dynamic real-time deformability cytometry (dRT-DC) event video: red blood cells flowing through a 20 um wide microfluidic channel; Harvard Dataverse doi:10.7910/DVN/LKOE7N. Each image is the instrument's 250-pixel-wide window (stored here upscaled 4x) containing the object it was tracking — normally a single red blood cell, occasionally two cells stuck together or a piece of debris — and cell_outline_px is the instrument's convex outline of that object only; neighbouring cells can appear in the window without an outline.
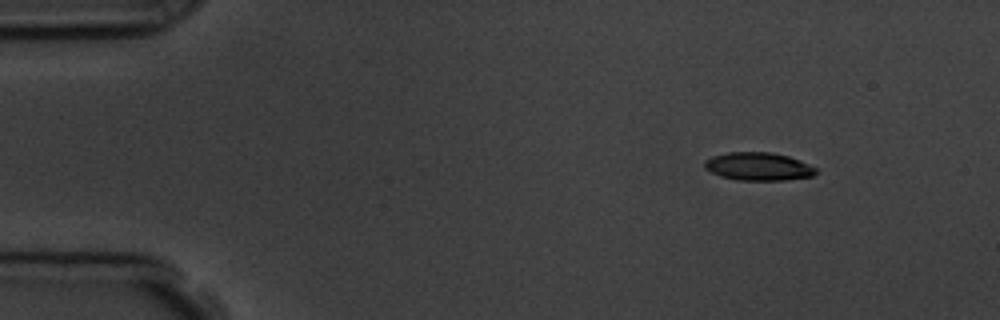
{"species": "common noctule bat (a hibernating species)", "species_latin": "Nyctalus noctula", "temperature_condition": "room temperature", "stored_images_in_passage": 5, "camera_frame_rate_fps": 3000, "um_per_image_px": 0.085, "animal": {"sex": "male", "body_mass_g": 19.5, "forearm_length_mm": 54.6}, "frame": {"image": 1, "passage_image": 1, "time_ms": 0.0, "image_size_px": [1000, 320], "cell_outline_px": [[820, 172], [812, 176], [784, 180], [736, 180], [720, 176], [704, 168], [704, 160], [712, 156], [728, 152], [772, 152], [788, 156], [800, 160], [816, 168]], "centroid_in_image_um": [64.46, 14.15], "position_along_channel_um": 20.5, "area_um2": 18.32}}
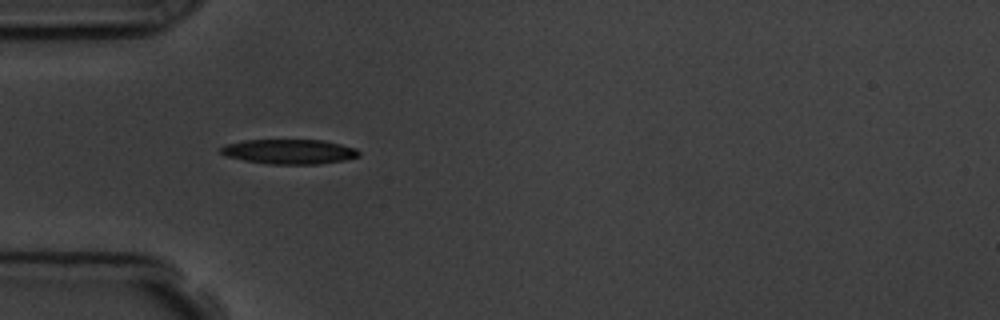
{"frame": {"image": 2, "passage_image": 4, "time_ms": 3.333, "image_size_px": [1000, 320], "cell_outline_px": [[360, 156], [344, 160], [320, 164], [268, 164], [244, 160], [224, 156], [220, 152], [220, 148], [224, 144], [244, 140], [324, 140], [356, 148], [360, 152]], "centroid_in_image_um": [24.57, 12.89], "position_along_channel_um": 60.4, "area_um2": 20.06}}